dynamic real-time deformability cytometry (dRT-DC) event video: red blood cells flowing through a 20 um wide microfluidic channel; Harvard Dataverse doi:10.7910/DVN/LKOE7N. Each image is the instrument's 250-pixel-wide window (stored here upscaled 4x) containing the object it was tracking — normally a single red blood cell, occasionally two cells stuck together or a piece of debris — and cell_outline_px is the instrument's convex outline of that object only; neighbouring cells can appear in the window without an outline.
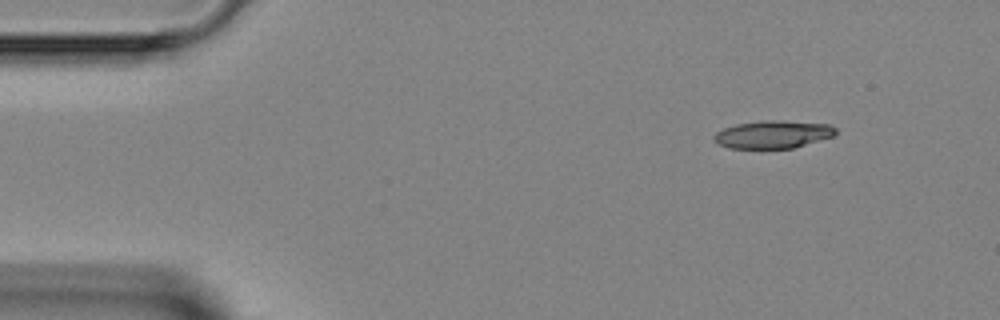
{"species": "Egyptian fruit bat (a non-hibernating species)", "species_latin": "Rousettus aegyptiacus", "temperature_condition": "room temperature", "stored_images_in_passage": 42, "camera_frame_rate_fps": 3000, "um_per_image_px": 0.085, "animal": {"sex": "female"}, "frame": {"image": 1, "passage_image": 1, "time_ms": 0.0, "image_size_px": [1000, 320], "cell_outline_px": [[836, 136], [792, 148], [728, 148], [712, 140], [712, 136], [716, 132], [724, 128], [736, 124], [760, 120], [780, 120], [828, 124], [836, 128]], "centroid_in_image_um": [65.7, 11.42], "position_along_channel_um": 19.3, "area_um2": 19.83}}
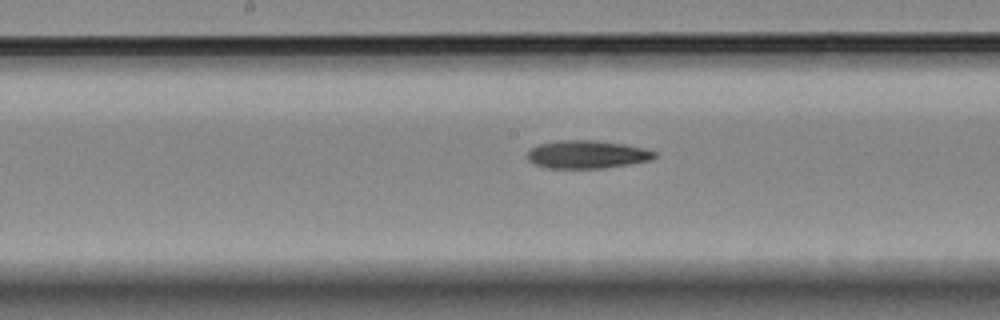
{"frame": {"image": 2, "passage_image": 19, "time_ms": 6.0, "image_size_px": [1000, 320], "cell_outline_px": [[656, 156], [652, 160], [628, 164], [600, 168], [544, 168], [532, 164], [528, 160], [528, 152], [532, 148], [540, 144], [556, 140], [596, 140], [624, 144], [644, 148], [656, 152]], "centroid_in_image_um": [49.88, 13.12], "position_along_channel_um": 198.3, "area_um2": 20.81}}
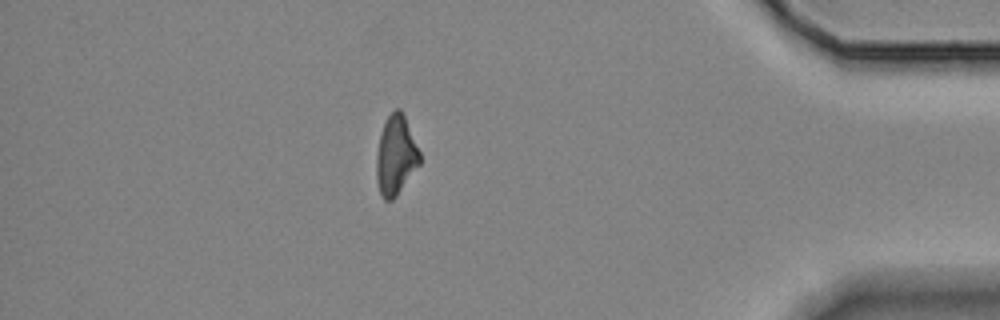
{"frame": {"image": 3, "passage_image": 36, "time_ms": 11.667, "image_size_px": [1000, 320], "cell_outline_px": [[420, 164], [396, 196], [392, 200], [384, 200], [380, 192], [376, 176], [376, 156], [380, 136], [384, 124], [388, 116], [396, 108], [400, 108], [404, 116], [420, 152]], "centroid_in_image_um": [33.64, 13.22], "position_along_channel_um": 401.6, "area_um2": 19.71}}